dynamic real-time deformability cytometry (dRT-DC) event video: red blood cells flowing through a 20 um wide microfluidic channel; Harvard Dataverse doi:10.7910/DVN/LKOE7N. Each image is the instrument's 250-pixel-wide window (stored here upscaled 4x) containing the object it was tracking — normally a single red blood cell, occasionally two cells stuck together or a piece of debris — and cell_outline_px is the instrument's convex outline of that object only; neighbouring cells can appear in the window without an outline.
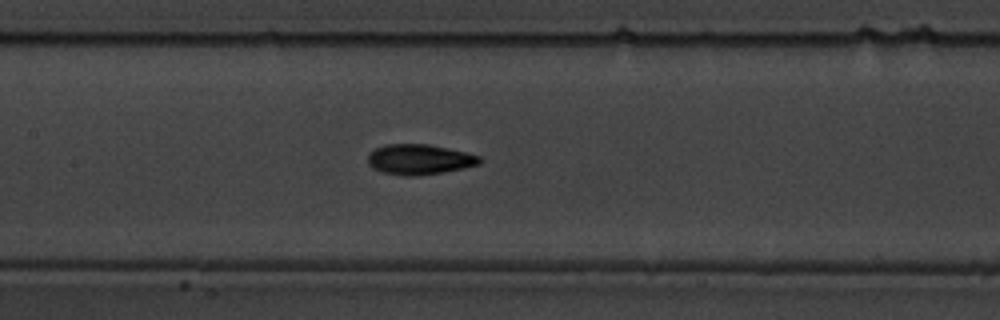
{"species": "common noctule bat (a hibernating species)", "species_latin": "Nyctalus noctula", "temperature_condition": "warm", "stored_images_in_passage": 45, "camera_frame_rate_fps": 3000, "um_per_image_px": 0.085, "animal": {"sex": "male", "body_mass_g": 19.5, "forearm_length_mm": 54.6}, "frame": {"image": 1, "passage_image": 26, "time_ms": 8.333, "image_size_px": [1000, 320], "cell_outline_px": [[480, 164], [444, 172], [416, 176], [408, 176], [384, 172], [372, 168], [368, 164], [368, 152], [372, 148], [384, 144], [428, 144], [448, 148], [480, 156]], "centroid_in_image_um": [35.59, 13.54], "position_along_channel_um": 171.8, "area_um2": 19.77}}